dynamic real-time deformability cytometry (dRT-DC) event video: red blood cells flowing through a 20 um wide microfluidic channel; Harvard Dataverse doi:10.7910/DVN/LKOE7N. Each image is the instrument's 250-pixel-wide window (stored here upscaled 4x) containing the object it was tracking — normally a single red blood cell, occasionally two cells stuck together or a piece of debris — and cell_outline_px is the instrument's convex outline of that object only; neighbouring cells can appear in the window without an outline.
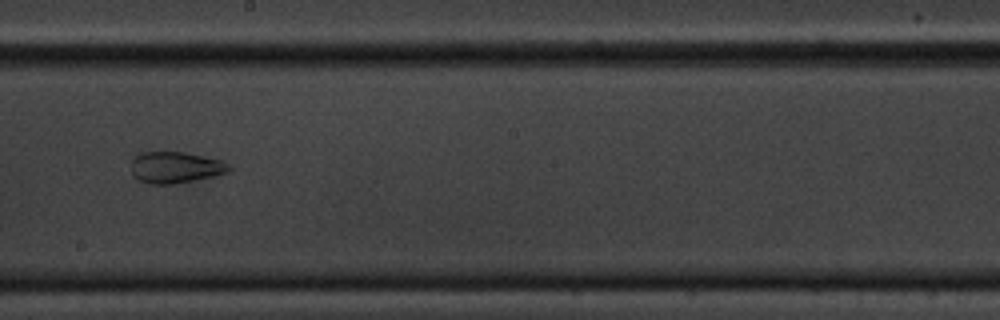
{"species": "common noctule bat (a hibernating species)", "species_latin": "Nyctalus noctula", "temperature_condition": "cold", "stored_images_in_passage": 8, "camera_frame_rate_fps": 3000, "um_per_image_px": 0.085, "animal": {"sex": "male", "body_mass_g": 20.1, "forearm_length_mm": 53.5}, "frame": {"image": 1, "passage_image": 7, "time_ms": 7.0, "image_size_px": [1000, 320], "cell_outline_px": [[232, 168], [228, 172], [216, 176], [172, 184], [148, 184], [132, 176], [132, 156], [140, 152], [184, 152], [224, 160]], "centroid_in_image_um": [14.92, 14.22], "position_along_channel_um": 233.3, "area_um2": 18.15}}
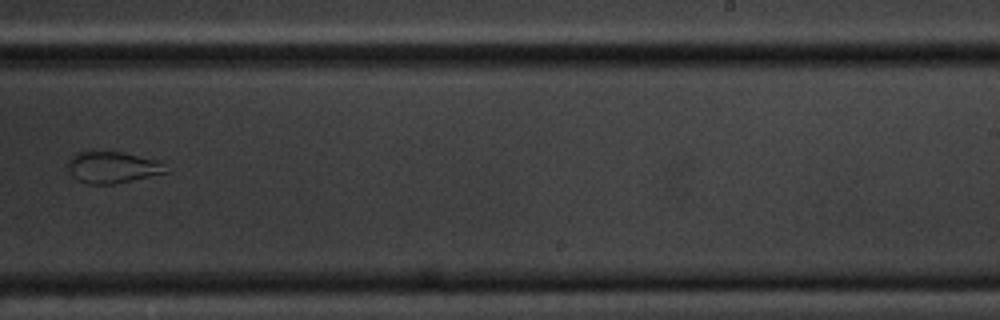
{"frame": {"image": 2, "passage_image": 8, "time_ms": 8.333, "image_size_px": [1000, 320], "cell_outline_px": [[168, 172], [132, 180], [112, 184], [88, 184], [72, 176], [68, 164], [68, 160], [76, 152], [120, 152], [156, 160]], "centroid_in_image_um": [9.51, 14.23], "position_along_channel_um": 279.5, "area_um2": 17.4}}